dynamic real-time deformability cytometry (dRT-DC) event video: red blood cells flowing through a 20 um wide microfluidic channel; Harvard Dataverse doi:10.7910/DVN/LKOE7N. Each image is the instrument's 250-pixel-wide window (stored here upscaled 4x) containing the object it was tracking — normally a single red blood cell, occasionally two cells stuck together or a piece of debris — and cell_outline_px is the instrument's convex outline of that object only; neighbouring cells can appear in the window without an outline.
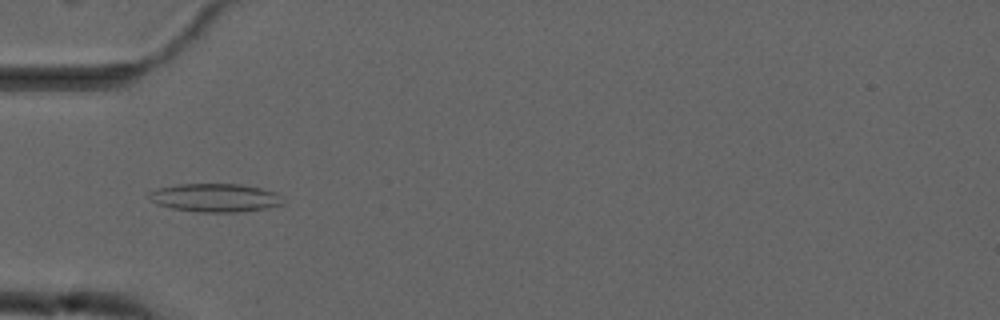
{"species": "common noctule bat (a hibernating species)", "species_latin": "Nyctalus noctula", "temperature_condition": "cold", "stored_images_in_passage": 7, "camera_frame_rate_fps": 3000, "um_per_image_px": 0.085, "animal": {"sex": "male", "forearm_length_mm": 52.5}, "frame": {"image": 1, "passage_image": 5, "time_ms": 5.333, "image_size_px": [1000, 320], "cell_outline_px": [[284, 204], [264, 208], [236, 212], [196, 212], [172, 208], [156, 204], [148, 196], [148, 192], [160, 188], [176, 184], [240, 184], [260, 188], [276, 192], [280, 196]], "centroid_in_image_um": [18.26, 16.8], "position_along_channel_um": 66.7, "area_um2": 22.02}}
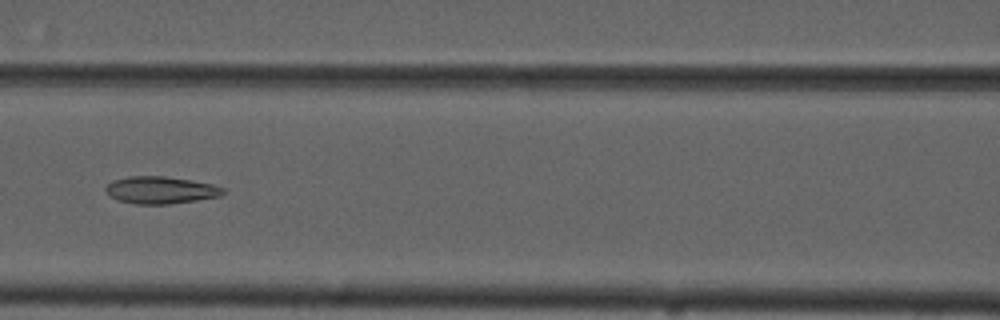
{"frame": {"image": 2, "passage_image": 7, "time_ms": 7.667, "image_size_px": [1000, 320], "cell_outline_px": [[224, 192], [220, 196], [196, 200], [168, 204], [136, 204], [120, 200], [112, 196], [104, 188], [112, 180], [128, 176], [164, 176], [212, 184], [224, 188]], "centroid_in_image_um": [13.65, 16.15], "position_along_channel_um": 153.0, "area_um2": 18.32}}